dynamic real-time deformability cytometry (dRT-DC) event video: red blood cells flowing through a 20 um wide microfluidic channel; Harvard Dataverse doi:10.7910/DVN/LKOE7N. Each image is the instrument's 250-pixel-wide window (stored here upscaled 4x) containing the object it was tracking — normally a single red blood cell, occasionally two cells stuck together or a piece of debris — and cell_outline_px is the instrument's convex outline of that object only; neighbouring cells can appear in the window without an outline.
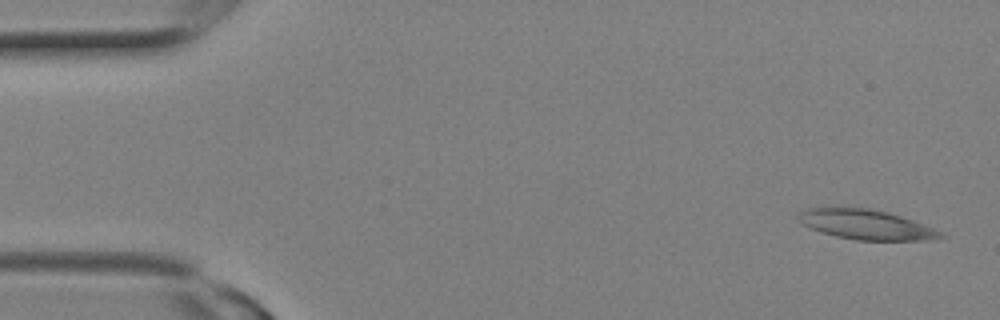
{"species": "Egyptian fruit bat (a non-hibernating species)", "species_latin": "Rousettus aegyptiacus", "temperature_condition": "room temperature", "stored_images_in_passage": 12, "camera_frame_rate_fps": 3000, "um_per_image_px": 0.085, "animal": {"sex": "female"}, "frame": {"image": 1, "passage_image": 1, "time_ms": 0.0, "image_size_px": [1000, 320], "cell_outline_px": [[944, 236], [932, 240], [856, 240], [836, 236], [820, 232], [800, 224], [796, 216], [804, 208], [824, 204], [828, 204], [868, 208], [888, 212], [912, 220], [932, 228], [940, 232]], "centroid_in_image_um": [73.43, 19.03], "position_along_channel_um": 11.6, "area_um2": 25.49}}
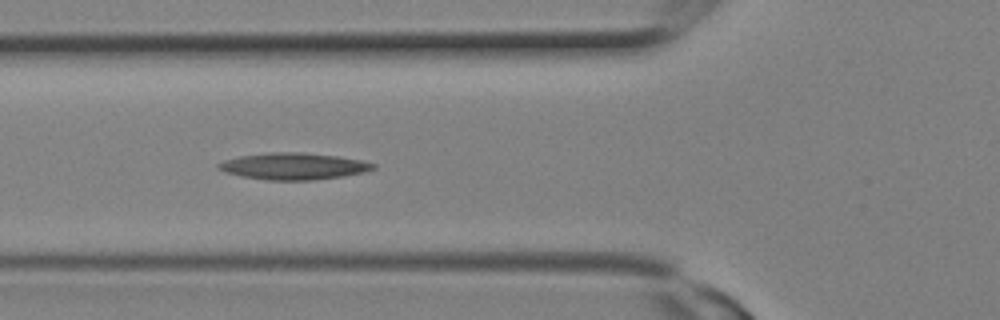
{"frame": {"image": 2, "passage_image": 9, "time_ms": 2.667, "image_size_px": [1000, 320], "cell_outline_px": [[376, 168], [364, 172], [344, 176], [312, 180], [268, 180], [240, 176], [224, 172], [216, 168], [216, 164], [224, 160], [240, 156], [268, 152], [304, 152], [336, 156], [360, 160], [376, 164]], "centroid_in_image_um": [24.91, 14.13], "position_along_channel_um": 100.9, "area_um2": 24.16}}
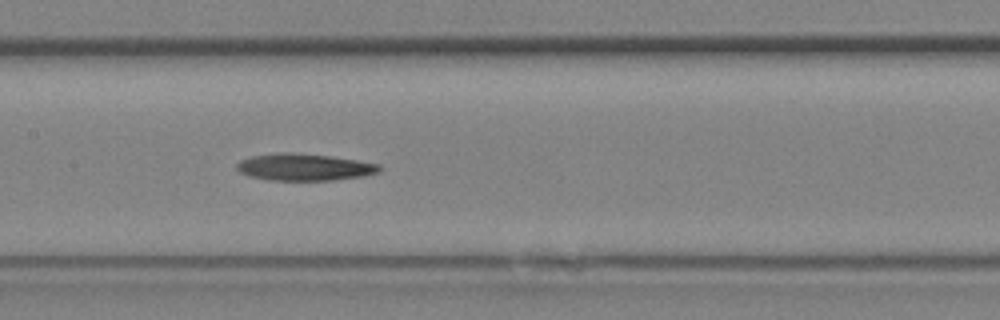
{"frame": {"image": 3, "passage_image": 12, "time_ms": 3.667, "image_size_px": [1000, 320], "cell_outline_px": [[380, 172], [364, 176], [332, 180], [268, 180], [248, 176], [240, 172], [236, 168], [236, 164], [240, 160], [252, 156], [276, 152], [292, 152], [332, 156], [380, 164]], "centroid_in_image_um": [25.84, 14.2], "position_along_channel_um": 181.6, "area_um2": 22.54}}